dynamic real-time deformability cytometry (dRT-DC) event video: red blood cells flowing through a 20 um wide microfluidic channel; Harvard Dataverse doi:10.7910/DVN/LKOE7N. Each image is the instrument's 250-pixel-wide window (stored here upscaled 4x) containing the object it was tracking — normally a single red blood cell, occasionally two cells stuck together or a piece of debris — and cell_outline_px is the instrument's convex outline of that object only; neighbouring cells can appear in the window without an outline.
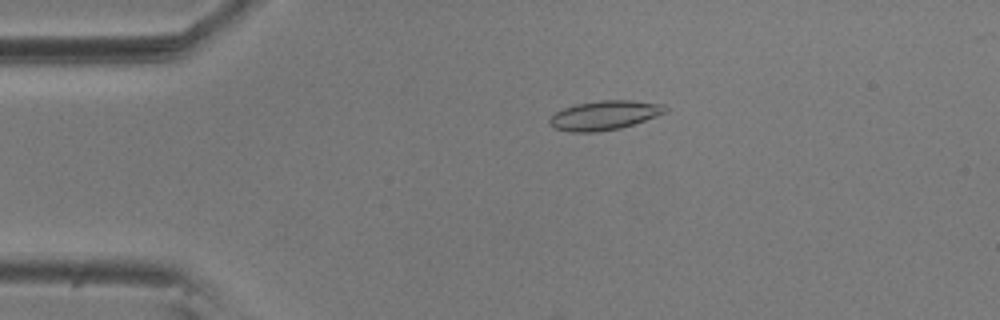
{"species": "common noctule bat (a hibernating species)", "species_latin": "Nyctalus noctula", "temperature_condition": "room temperature", "stored_images_in_passage": 50, "camera_frame_rate_fps": 3000, "um_per_image_px": 0.085, "animal": {"sex": "male", "body_mass_g": 20.5, "forearm_length_mm": 52.5}, "frame": {"image": 1, "passage_image": 6, "time_ms": 1.667, "image_size_px": [1000, 320], "cell_outline_px": [[668, 112], [620, 128], [596, 132], [572, 132], [556, 128], [548, 120], [556, 112], [564, 108], [576, 104], [600, 100], [632, 100], [664, 104], [668, 108]], "centroid_in_image_um": [51.42, 9.78], "position_along_channel_um": 33.6, "area_um2": 19.54}}
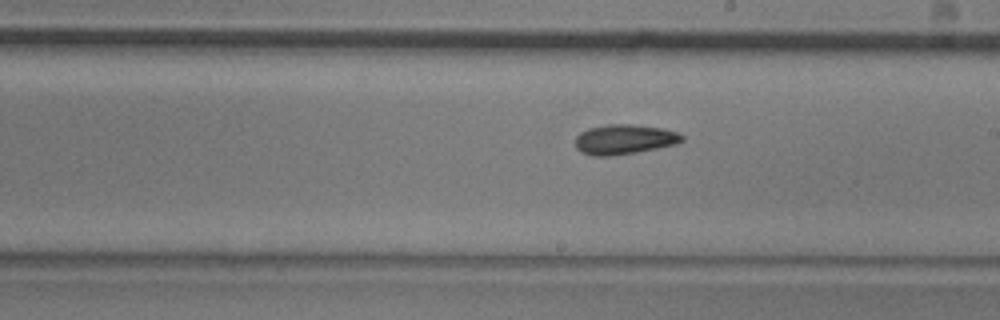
{"frame": {"image": 2, "passage_image": 26, "time_ms": 8.333, "image_size_px": [1000, 320], "cell_outline_px": [[684, 140], [676, 144], [636, 152], [612, 156], [592, 156], [580, 152], [576, 148], [576, 136], [580, 132], [588, 128], [608, 124], [636, 124], [664, 128], [676, 132], [684, 136]], "centroid_in_image_um": [53.05, 11.84], "position_along_channel_um": 235.9, "area_um2": 18.73}}
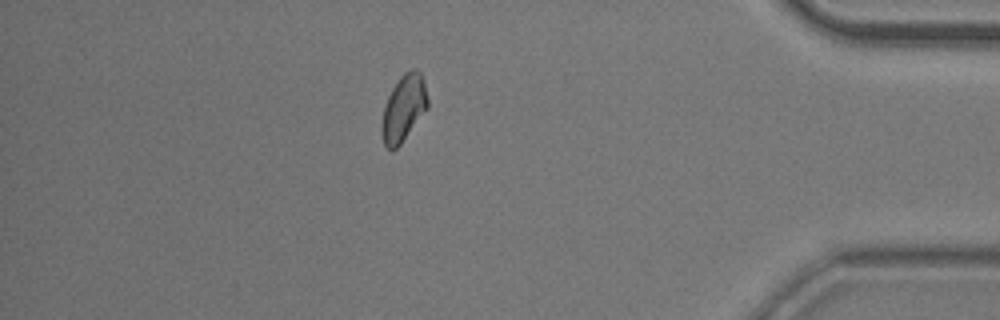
{"frame": {"image": 3, "passage_image": 43, "time_ms": 14.0, "image_size_px": [1000, 320], "cell_outline_px": [[428, 108], [400, 144], [396, 148], [388, 148], [384, 144], [380, 132], [380, 124], [384, 104], [392, 88], [400, 76], [404, 72], [412, 68], [416, 68], [420, 72], [424, 84], [428, 100]], "centroid_in_image_um": [34.28, 9.18], "position_along_channel_um": 400.9, "area_um2": 17.8}, "authors_computed_cell_mechanics": {"area_um2": 18.0047, "velocity_mm_per_s": 3.6131, "shape_relaxation_time_tau1_ms": 5.8741, "shape_relaxation_time_tau2_ms": null, "deformation_change_tau1": 0.1271, "deformation_change_tau2": null}}